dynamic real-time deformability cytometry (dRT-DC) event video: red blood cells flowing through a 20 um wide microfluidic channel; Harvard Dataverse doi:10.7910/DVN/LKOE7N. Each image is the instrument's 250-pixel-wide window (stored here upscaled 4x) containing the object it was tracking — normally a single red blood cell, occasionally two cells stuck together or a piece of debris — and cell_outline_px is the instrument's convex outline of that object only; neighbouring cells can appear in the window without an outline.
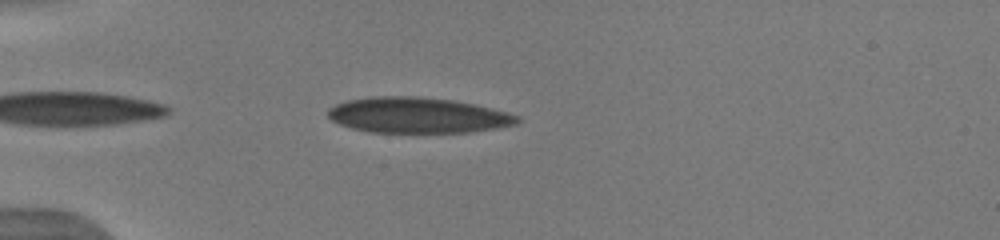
{"species": "human", "species_latin": "Homo sapiens", "temperature_condition": "warm", "stored_images_in_passage": 39, "camera_frame_rate_fps": 3000, "um_per_image_px": 0.085, "donor": {"sex": "male"}, "frame": {"image": 1, "passage_image": 3, "time_ms": 0.667, "image_size_px": [1000, 240], "cell_outline_px": [[520, 120], [516, 124], [496, 128], [468, 132], [372, 132], [352, 128], [340, 124], [332, 120], [328, 116], [328, 108], [336, 104], [348, 100], [372, 96], [416, 96], [452, 100], [472, 104], [520, 116]], "centroid_in_image_um": [35.46, 9.79], "position_along_channel_um": 49.5, "area_um2": 38.9}}
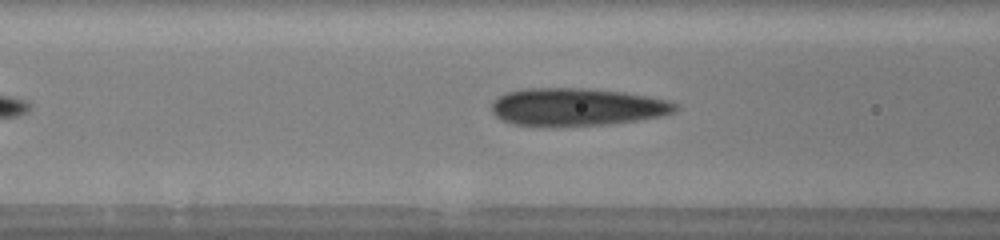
{"frame": {"image": 2, "passage_image": 10, "time_ms": 3.0, "image_size_px": [1000, 240], "cell_outline_px": [[676, 112], [660, 116], [612, 124], [512, 124], [496, 116], [492, 112], [492, 100], [504, 92], [524, 88], [584, 88], [624, 92], [668, 100], [676, 104]], "centroid_in_image_um": [49.02, 9.05], "position_along_channel_um": 117.6, "area_um2": 39.65}}
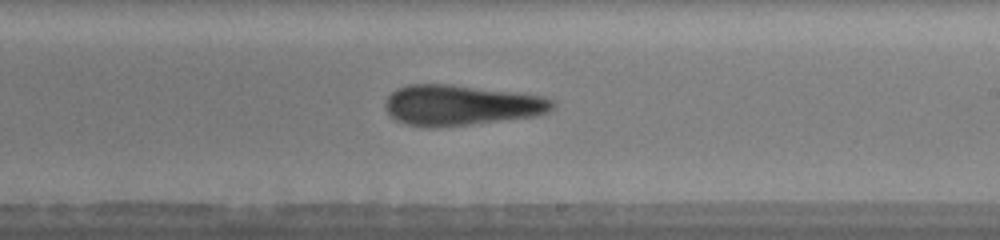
{"frame": {"image": 3, "passage_image": 20, "time_ms": 6.333, "image_size_px": [1000, 240], "cell_outline_px": [[556, 104], [548, 112], [536, 116], [468, 124], [428, 128], [408, 124], [396, 120], [388, 112], [384, 104], [388, 96], [396, 88], [408, 84], [448, 84], [516, 92], [544, 96], [556, 100]], "centroid_in_image_um": [39.2, 8.93], "position_along_channel_um": 249.8, "area_um2": 39.42}, "authors_computed_cell_mechanics": {"area_um2": 39.2462, "velocity_mm_per_s": 3.9673, "shape_relaxation_time_tau1_ms": null, "shape_relaxation_time_tau2_ms": 3.923, "deformation_change_tau1": null, "deformation_change_tau2": 0.1139}}